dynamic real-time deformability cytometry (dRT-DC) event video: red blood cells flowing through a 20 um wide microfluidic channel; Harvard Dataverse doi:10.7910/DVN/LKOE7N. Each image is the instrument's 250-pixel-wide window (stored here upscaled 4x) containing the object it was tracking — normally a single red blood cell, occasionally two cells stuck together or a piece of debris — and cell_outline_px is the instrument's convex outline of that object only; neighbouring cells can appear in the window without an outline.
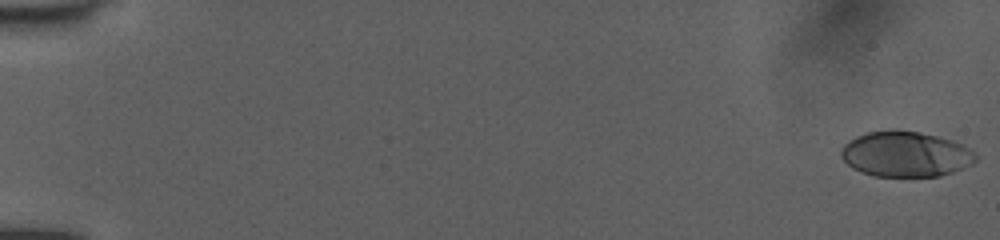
{"species": "human", "species_latin": "Homo sapiens", "temperature_condition": "room temperature", "stored_images_in_passage": 53, "camera_frame_rate_fps": 3000, "um_per_image_px": 0.085, "donor": {"sex": "female"}, "frame": {"image": 1, "passage_image": 1, "time_ms": 0.0, "image_size_px": [1000, 240], "cell_outline_px": [[980, 156], [972, 164], [952, 172], [940, 176], [872, 176], [860, 172], [852, 168], [840, 156], [840, 152], [844, 144], [848, 140], [856, 136], [868, 132], [888, 128], [896, 128], [920, 132], [952, 140], [964, 144]], "centroid_in_image_um": [76.97, 13.08], "position_along_channel_um": 8.0, "area_um2": 36.24}}
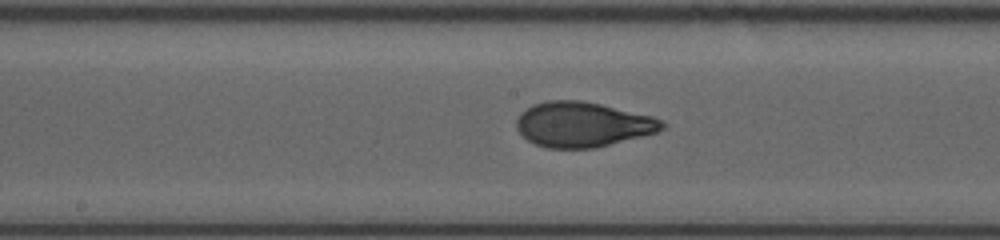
{"frame": {"image": 2, "passage_image": 29, "time_ms": 9.333, "image_size_px": [1000, 240], "cell_outline_px": [[668, 124], [664, 128], [656, 132], [596, 148], [548, 148], [536, 144], [528, 140], [516, 128], [516, 120], [520, 112], [532, 104], [548, 100], [580, 100], [600, 104], [652, 116]], "centroid_in_image_um": [49.5, 10.57], "position_along_channel_um": 198.7, "area_um2": 38.09}}
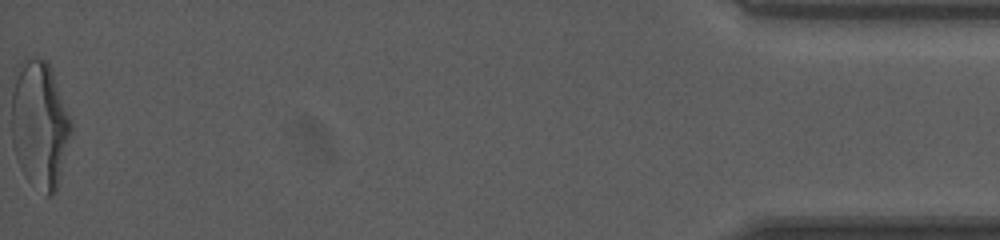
{"frame": {"image": 3, "passage_image": 53, "time_ms": 17.333, "image_size_px": [1000, 240], "cell_outline_px": [[72, 132], [60, 180], [56, 192], [52, 196], [44, 196], [24, 176], [20, 168], [12, 144], [12, 92], [16, 68], [20, 60], [28, 56], [36, 56], [48, 60], [72, 120]], "centroid_in_image_um": [3.38, 10.57], "position_along_channel_um": 431.8, "area_um2": 45.32}, "authors_computed_cell_mechanics": {"area_um2": 37.5122, "velocity_mm_per_s": 4.0182, "shape_relaxation_time_tau1_ms": 4.0339, "shape_relaxation_time_tau2_ms": 0.8311, "deformation_change_tau1": 0.1697, "deformation_change_tau2": 0.0644}}